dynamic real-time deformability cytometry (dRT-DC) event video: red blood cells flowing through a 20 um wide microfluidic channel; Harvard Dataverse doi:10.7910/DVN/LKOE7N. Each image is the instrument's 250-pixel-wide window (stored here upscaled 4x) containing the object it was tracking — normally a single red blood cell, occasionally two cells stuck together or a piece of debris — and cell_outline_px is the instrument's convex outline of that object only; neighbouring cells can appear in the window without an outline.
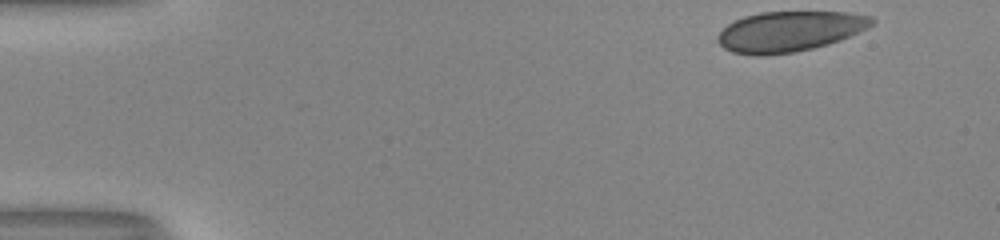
{"species": "human", "species_latin": "Homo sapiens", "temperature_condition": "room temperature", "stored_images_in_passage": 41, "camera_frame_rate_fps": 3000, "um_per_image_px": 0.085, "donor": {"sex": "male"}, "frame": {"image": 1, "passage_image": 1, "time_ms": 0.0, "image_size_px": [1000, 240], "cell_outline_px": [[876, 20], [868, 28], [840, 40], [828, 44], [812, 48], [792, 52], [764, 56], [756, 56], [732, 52], [724, 48], [716, 40], [720, 32], [728, 24], [744, 16], [760, 12], [844, 12], [872, 16]], "centroid_in_image_um": [67.11, 2.67], "position_along_channel_um": 17.9, "area_um2": 36.18}}
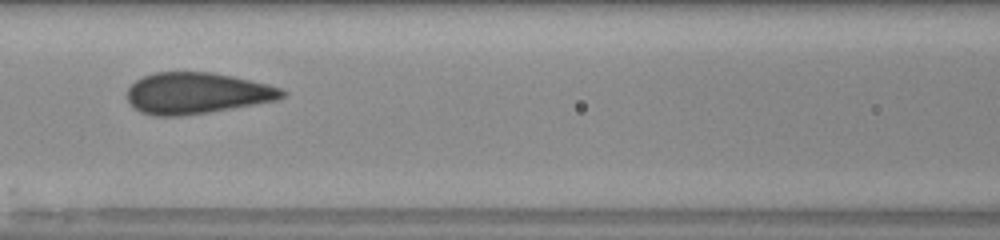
{"frame": {"image": 2, "passage_image": 20, "time_ms": 6.333, "image_size_px": [1000, 240], "cell_outline_px": [[288, 96], [276, 100], [208, 112], [180, 116], [156, 116], [140, 112], [128, 100], [128, 88], [136, 80], [144, 76], [156, 72], [212, 72], [232, 76], [268, 84], [280, 88], [288, 92]], "centroid_in_image_um": [16.75, 7.91], "position_along_channel_um": 149.8, "area_um2": 37.05}}
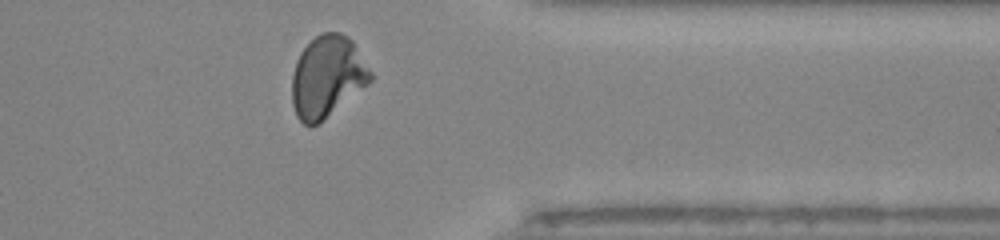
{"frame": {"image": 3, "passage_image": 38, "time_ms": 12.333, "image_size_px": [1000, 240], "cell_outline_px": [[372, 80], [368, 84], [324, 120], [316, 124], [304, 124], [296, 116], [292, 104], [292, 76], [296, 60], [300, 52], [320, 32], [340, 32], [348, 36], [352, 40], [372, 72]], "centroid_in_image_um": [27.81, 6.5], "position_along_channel_um": 383.6, "area_um2": 37.28}, "authors_computed_cell_mechanics": {"area_um2": 37.1654, "velocity_mm_per_s": 4.0491, "shape_relaxation_time_tau1_ms": 5.4985, "shape_relaxation_time_tau2_ms": null, "deformation_change_tau1": 0.1331, "deformation_change_tau2": null}}